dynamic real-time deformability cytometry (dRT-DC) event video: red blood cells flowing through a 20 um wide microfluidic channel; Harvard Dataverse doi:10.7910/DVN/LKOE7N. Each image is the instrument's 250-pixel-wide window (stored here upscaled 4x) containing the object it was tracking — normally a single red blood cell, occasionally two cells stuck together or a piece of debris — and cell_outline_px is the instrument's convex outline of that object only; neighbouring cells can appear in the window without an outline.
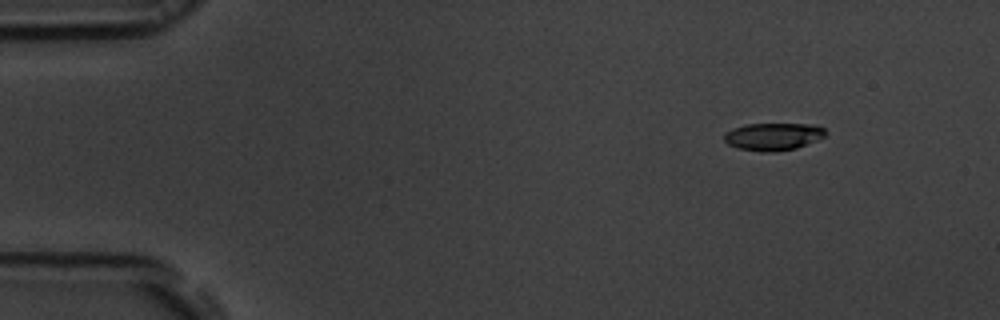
{"species": "common noctule bat (a hibernating species)", "species_latin": "Nyctalus noctula", "temperature_condition": "room temperature", "stored_images_in_passage": 49, "camera_frame_rate_fps": 3000, "um_per_image_px": 0.085, "animal": {"sex": "male", "body_mass_g": 19.5, "forearm_length_mm": 54.6}, "frame": {"image": 1, "passage_image": 1, "time_ms": 0.0, "image_size_px": [1000, 320], "cell_outline_px": [[824, 136], [816, 140], [796, 148], [772, 152], [764, 152], [740, 148], [728, 144], [724, 140], [724, 132], [732, 128], [744, 124], [816, 124], [824, 128]], "centroid_in_image_um": [65.69, 11.59], "position_along_channel_um": 19.3, "area_um2": 16.13}}
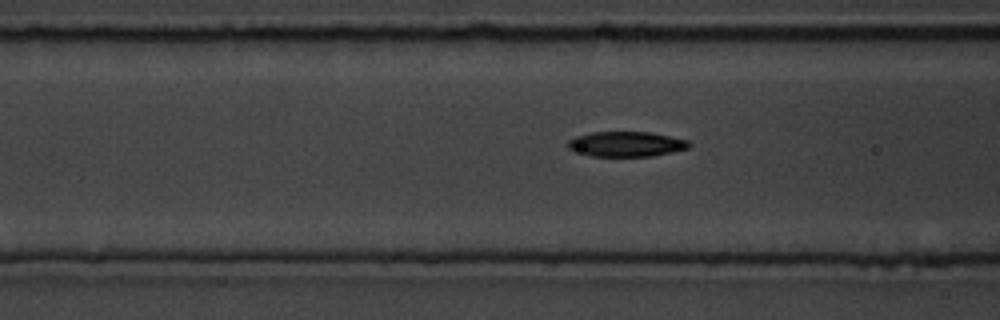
{"frame": {"image": 2, "passage_image": 16, "time_ms": 5.0, "image_size_px": [1000, 320], "cell_outline_px": [[692, 144], [688, 148], [672, 152], [652, 156], [592, 156], [568, 148], [568, 140], [576, 136], [592, 132], [648, 132], [688, 140]], "centroid_in_image_um": [53.24, 12.24], "position_along_channel_um": 113.4, "area_um2": 17.51}}
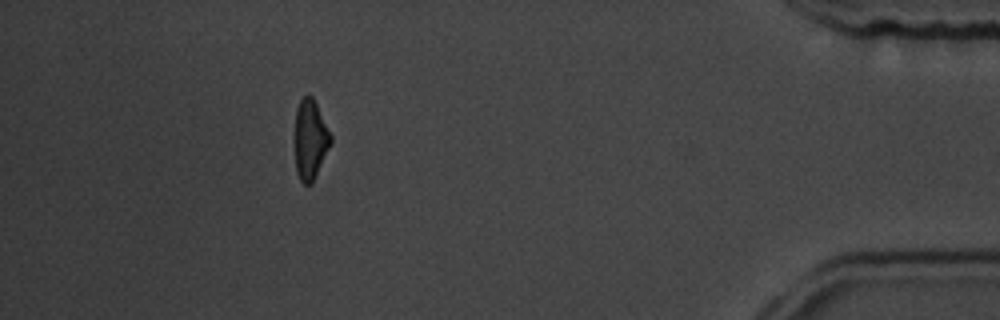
{"frame": {"image": 3, "passage_image": 44, "time_ms": 14.333, "image_size_px": [1000, 320], "cell_outline_px": [[332, 144], [312, 184], [304, 184], [300, 180], [296, 172], [296, 108], [300, 100], [304, 96], [312, 96], [332, 136]], "centroid_in_image_um": [26.4, 11.9], "position_along_channel_um": 408.8, "area_um2": 16.53}, "authors_computed_cell_mechanics": {"area_um2": 17.6868, "velocity_mm_per_s": 3.7501, "shape_relaxation_time_tau1_ms": 4.0269, "shape_relaxation_time_tau2_ms": 6.3356, "deformation_change_tau1": 0.1627, "deformation_change_tau2": 0.1431}}